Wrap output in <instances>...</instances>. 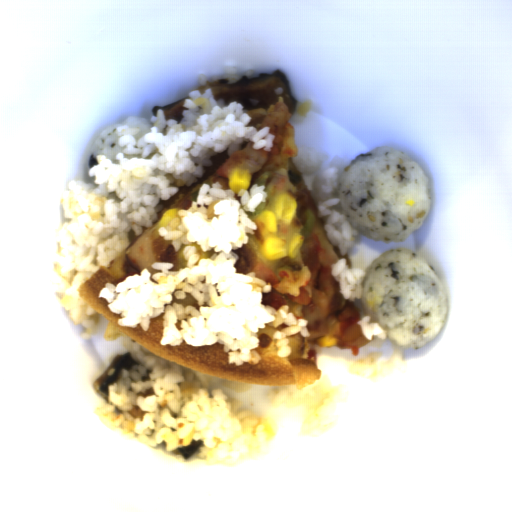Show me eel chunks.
<instances>
[{
  "label": "eel chunks",
  "instance_id": "1",
  "mask_svg": "<svg viewBox=\"0 0 512 512\" xmlns=\"http://www.w3.org/2000/svg\"><path fill=\"white\" fill-rule=\"evenodd\" d=\"M229 78L208 80L198 91L204 95L208 88H211L213 99H223V106L229 105L232 101L242 104L243 110L252 108H264L278 102L280 96L283 103L293 117L298 99L292 96L290 82L285 72L274 70L272 74L259 72L258 77L248 78L245 74L234 83H228Z\"/></svg>",
  "mask_w": 512,
  "mask_h": 512
},
{
  "label": "eel chunks",
  "instance_id": "2",
  "mask_svg": "<svg viewBox=\"0 0 512 512\" xmlns=\"http://www.w3.org/2000/svg\"><path fill=\"white\" fill-rule=\"evenodd\" d=\"M132 365L140 364L136 362L130 351L117 354L110 366L92 382L93 391L99 398L108 402L109 384L117 381L122 368L129 371Z\"/></svg>",
  "mask_w": 512,
  "mask_h": 512
},
{
  "label": "eel chunks",
  "instance_id": "3",
  "mask_svg": "<svg viewBox=\"0 0 512 512\" xmlns=\"http://www.w3.org/2000/svg\"><path fill=\"white\" fill-rule=\"evenodd\" d=\"M185 99H189V97L181 98L177 101H173L164 106L152 105L150 107V111L153 114V116L157 117V110L163 109L165 121H168L169 119H174L180 124V122L184 118L183 110H189V108L183 106Z\"/></svg>",
  "mask_w": 512,
  "mask_h": 512
},
{
  "label": "eel chunks",
  "instance_id": "4",
  "mask_svg": "<svg viewBox=\"0 0 512 512\" xmlns=\"http://www.w3.org/2000/svg\"><path fill=\"white\" fill-rule=\"evenodd\" d=\"M202 443H203L202 439H198V440L192 439L191 444L181 447V448H178L176 450H173L172 454H179L186 462L193 454H195L198 451V449L201 447Z\"/></svg>",
  "mask_w": 512,
  "mask_h": 512
}]
</instances>
